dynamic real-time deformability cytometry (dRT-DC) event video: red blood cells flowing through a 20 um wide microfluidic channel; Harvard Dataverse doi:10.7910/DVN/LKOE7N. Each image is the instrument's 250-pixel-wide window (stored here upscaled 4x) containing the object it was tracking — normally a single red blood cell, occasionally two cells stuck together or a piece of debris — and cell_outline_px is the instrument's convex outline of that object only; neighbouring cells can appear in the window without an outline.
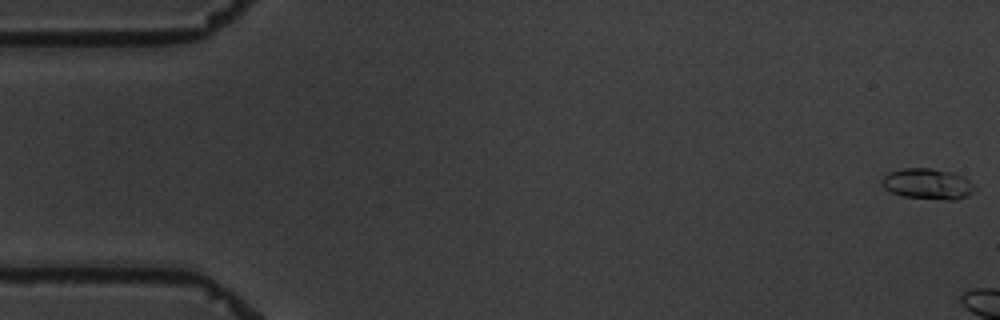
{"species": "common noctule bat (a hibernating species)", "species_latin": "Nyctalus noctula", "temperature_condition": "warm", "stored_images_in_passage": 3, "camera_frame_rate_fps": 3000, "um_per_image_px": 0.085, "animal": {"sex": "male", "body_mass_g": 19.5, "forearm_length_mm": 54.6}, "frame": {"image": 1, "passage_image": 1, "time_ms": 0.0, "image_size_px": [1000, 320], "cell_outline_px": [[976, 188], [968, 196], [956, 200], [948, 200], [904, 196], [892, 192], [884, 188], [880, 184], [880, 180], [888, 172], [904, 168], [932, 168], [964, 176]], "centroid_in_image_um": [78.83, 15.63], "position_along_channel_um": 6.2, "area_um2": 16.59}}